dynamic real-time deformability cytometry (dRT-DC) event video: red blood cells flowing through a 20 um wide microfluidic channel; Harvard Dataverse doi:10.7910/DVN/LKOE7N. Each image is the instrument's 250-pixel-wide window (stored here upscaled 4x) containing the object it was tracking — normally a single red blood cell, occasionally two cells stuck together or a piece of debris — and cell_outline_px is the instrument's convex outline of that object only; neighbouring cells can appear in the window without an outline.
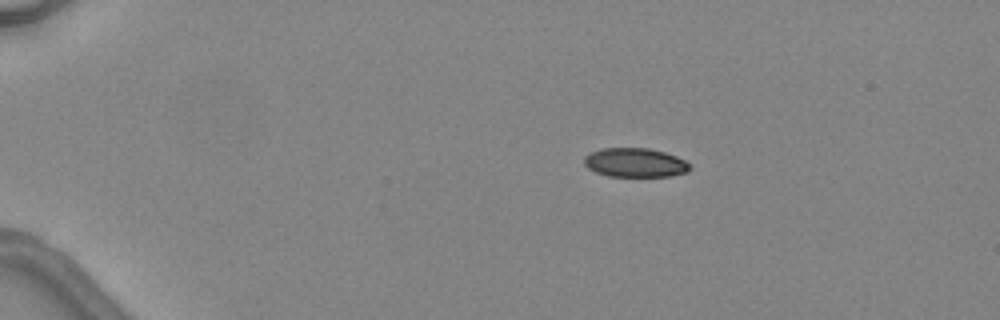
{"species": "common noctule bat (a hibernating species)", "species_latin": "Nyctalus noctula", "temperature_condition": "warm", "stored_images_in_passage": 1, "camera_frame_rate_fps": 3000, "um_per_image_px": 0.085, "animal": {"sex": "female", "body_mass_g": 24.6, "forearm_length_mm": 56.2}, "frame": {"image": 1, "passage_image": 1, "time_ms": 0.0, "image_size_px": [1000, 320], "cell_outline_px": [[692, 168], [688, 172], [672, 176], [608, 176], [596, 172], [588, 168], [584, 164], [584, 156], [588, 152], [600, 148], [648, 148], [664, 152], [676, 156], [692, 164]], "centroid_in_image_um": [53.99, 13.82], "position_along_channel_um": 31.0, "area_um2": 18.15}}